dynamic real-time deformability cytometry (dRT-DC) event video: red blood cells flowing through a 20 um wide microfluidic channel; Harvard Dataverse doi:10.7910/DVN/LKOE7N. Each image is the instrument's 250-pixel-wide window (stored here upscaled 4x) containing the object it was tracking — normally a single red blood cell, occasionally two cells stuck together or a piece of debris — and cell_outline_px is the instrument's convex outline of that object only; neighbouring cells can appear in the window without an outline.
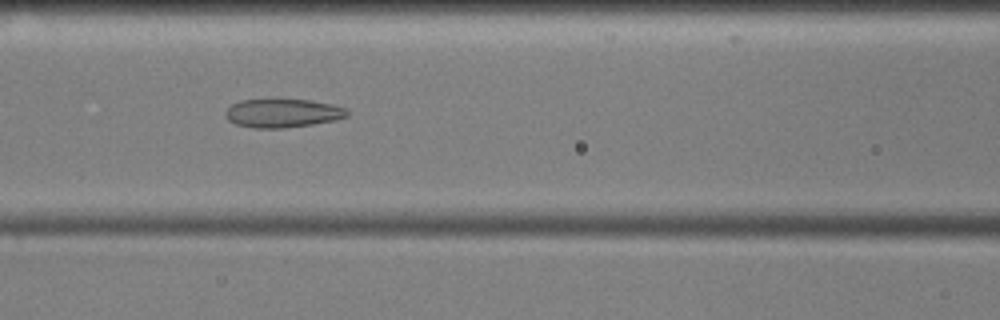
{"species": "common noctule bat (a hibernating species)", "species_latin": "Nyctalus noctula", "temperature_condition": "cold", "stored_images_in_passage": 55, "camera_frame_rate_fps": 3000, "um_per_image_px": 0.085, "animal": {"sex": "male", "body_mass_g": 17.9, "forearm_length_mm": 54.2}, "frame": {"image": 1, "passage_image": 23, "time_ms": 7.333, "image_size_px": [1000, 320], "cell_outline_px": [[348, 116], [336, 120], [312, 124], [284, 128], [252, 128], [236, 124], [228, 120], [224, 116], [224, 112], [232, 104], [240, 100], [308, 100], [332, 104], [344, 108], [348, 112]], "centroid_in_image_um": [23.99, 9.63], "position_along_channel_um": 142.6, "area_um2": 20.17}}
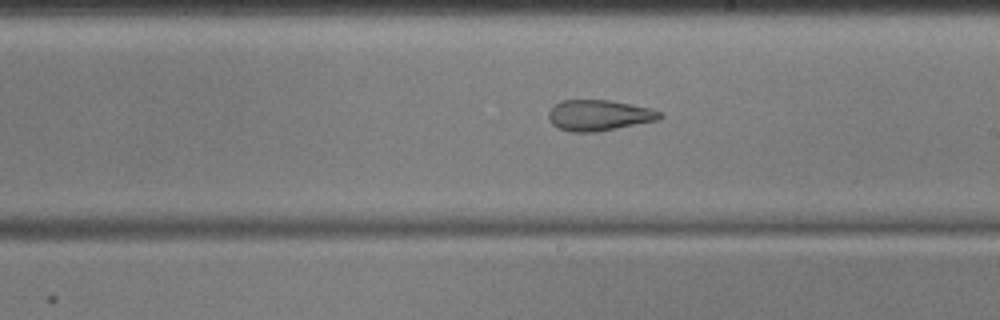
{"frame": {"image": 2, "passage_image": 31, "time_ms": 10.0, "image_size_px": [1000, 320], "cell_outline_px": [[664, 116], [660, 120], [596, 132], [572, 132], [560, 128], [552, 124], [548, 116], [548, 112], [560, 100], [608, 100], [652, 108], [664, 112]], "centroid_in_image_um": [50.98, 9.8], "position_along_channel_um": 238.0, "area_um2": 20.11}}
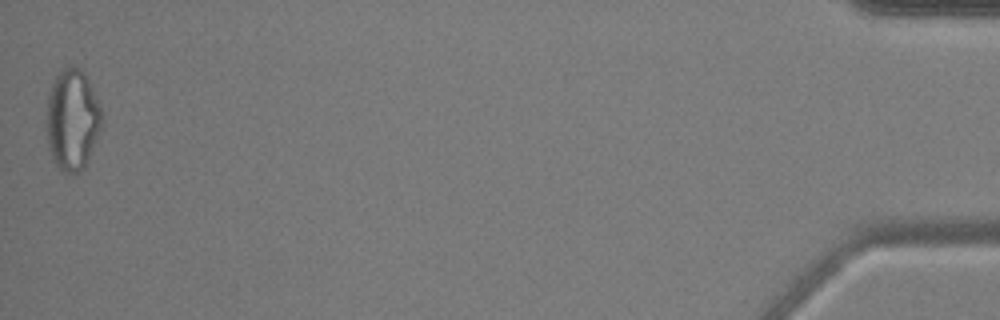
{"frame": {"image": 3, "passage_image": 55, "time_ms": 18.0, "image_size_px": [1000, 320], "cell_outline_px": [[104, 124], [88, 160], [84, 168], [76, 172], [64, 172], [56, 164], [48, 148], [48, 92], [56, 76], [64, 68], [72, 64], [80, 68], [84, 72], [88, 80], [100, 108], [104, 120]], "centroid_in_image_um": [6.18, 10.16], "position_along_channel_um": 429.0, "area_um2": 32.31}, "authors_computed_cell_mechanics": {"area_um2": 25.143, "velocity_mm_per_s": 3.5863, "shape_relaxation_time_tau1_ms": null, "shape_relaxation_time_tau2_ms": 2.9256, "deformation_change_tau1": null, "deformation_change_tau2": 0.0985}}